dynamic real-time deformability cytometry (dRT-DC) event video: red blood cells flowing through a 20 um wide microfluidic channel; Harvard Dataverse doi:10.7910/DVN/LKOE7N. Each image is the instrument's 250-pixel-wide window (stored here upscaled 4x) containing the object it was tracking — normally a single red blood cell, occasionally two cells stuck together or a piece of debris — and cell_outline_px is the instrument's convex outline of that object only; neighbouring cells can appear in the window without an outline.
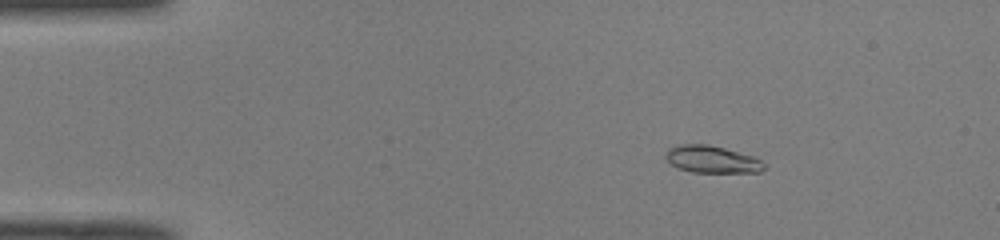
{"species": "common noctule bat (a hibernating species)", "species_latin": "Nyctalus noctula", "temperature_condition": "room temperature", "stored_images_in_passage": 43, "camera_frame_rate_fps": 3000, "um_per_image_px": 0.085, "animal": {"sex": "male", "body_mass_g": 19.0, "forearm_length_mm": 50.8}, "frame": {"image": 1, "passage_image": 1, "time_ms": 0.0, "image_size_px": [1000, 240], "cell_outline_px": [[764, 168], [760, 172], [692, 172], [676, 168], [664, 156], [668, 148], [680, 144], [708, 144], [724, 148], [752, 156], [760, 160], [764, 164]], "centroid_in_image_um": [60.47, 13.54], "position_along_channel_um": 24.5, "area_um2": 15.49}}
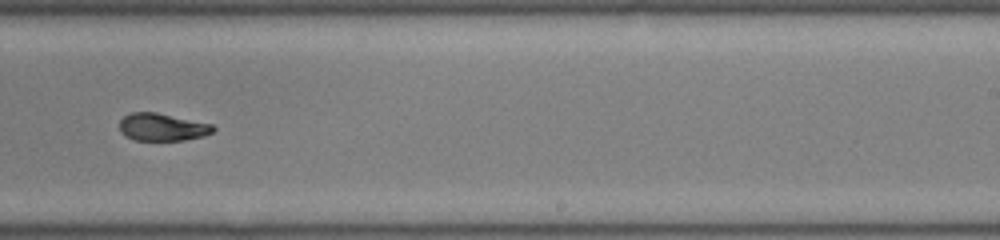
{"frame": {"image": 2, "passage_image": 25, "time_ms": 8.0, "image_size_px": [1000, 240], "cell_outline_px": [[216, 128], [212, 132], [204, 136], [184, 140], [132, 140], [124, 136], [120, 132], [120, 120], [124, 116], [132, 112], [156, 112], [212, 124]], "centroid_in_image_um": [13.77, 10.81], "position_along_channel_um": 275.2, "area_um2": 15.09}}
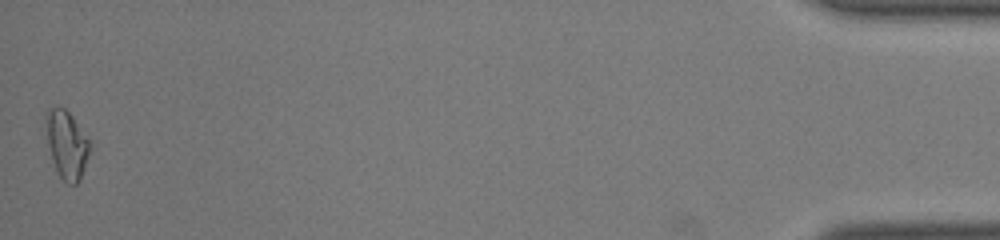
{"frame": {"image": 3, "passage_image": 43, "time_ms": 14.0, "image_size_px": [1000, 240], "cell_outline_px": [[92, 148], [80, 180], [76, 184], [68, 184], [60, 176], [52, 160], [48, 144], [48, 108], [64, 108], [72, 116], [88, 136]], "centroid_in_image_um": [5.75, 12.33], "position_along_channel_um": 429.5, "area_um2": 16.99}, "authors_computed_cell_mechanics": {"area_um2": 16.1262, "velocity_mm_per_s": 4.1003, "shape_relaxation_time_tau1_ms": 5.5617, "shape_relaxation_time_tau2_ms": 1.4367, "deformation_change_tau1": 0.189, "deformation_change_tau2": 0.0437}}